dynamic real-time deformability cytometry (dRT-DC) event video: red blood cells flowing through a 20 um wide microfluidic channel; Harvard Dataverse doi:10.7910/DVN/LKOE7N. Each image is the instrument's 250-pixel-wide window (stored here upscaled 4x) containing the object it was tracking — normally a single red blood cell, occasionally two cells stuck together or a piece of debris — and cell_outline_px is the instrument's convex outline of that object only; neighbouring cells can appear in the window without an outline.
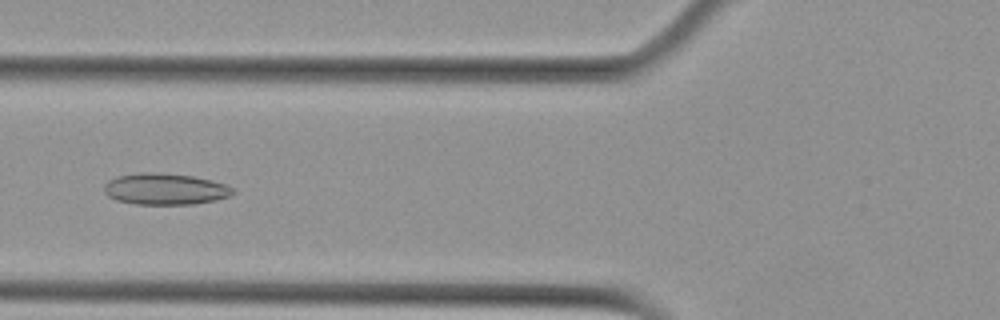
{"species": "Egyptian fruit bat (a non-hibernating species)", "species_latin": "Rousettus aegyptiacus", "temperature_condition": "cold", "stored_images_in_passage": 46, "camera_frame_rate_fps": 3000, "um_per_image_px": 0.085, "animal": {"sex": "female"}, "frame": {"image": 1, "passage_image": 12, "time_ms": 3.667, "image_size_px": [1000, 320], "cell_outline_px": [[236, 192], [228, 196], [216, 200], [192, 204], [136, 204], [116, 200], [108, 196], [104, 192], [104, 184], [108, 180], [116, 176], [140, 172], [160, 172], [192, 176], [212, 180], [236, 188]], "centroid_in_image_um": [14.03, 16.06], "position_along_channel_um": 111.8, "area_um2": 23.76}}
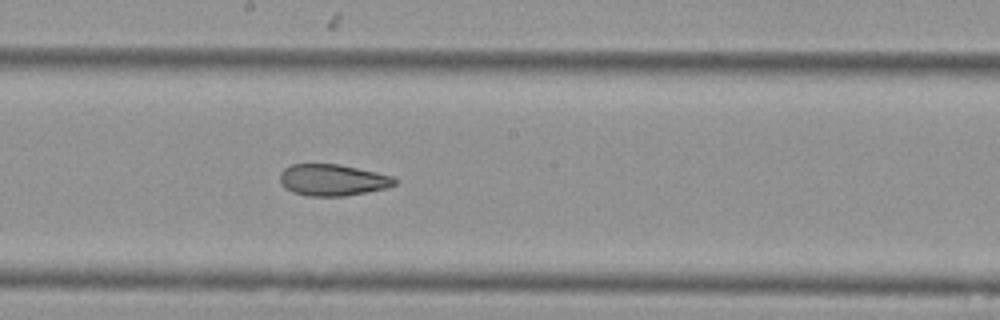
{"frame": {"image": 2, "passage_image": 21, "time_ms": 6.667, "image_size_px": [1000, 320], "cell_outline_px": [[400, 180], [396, 184], [388, 188], [344, 196], [308, 196], [292, 192], [284, 188], [280, 180], [280, 172], [284, 168], [292, 164], [340, 164], [376, 172], [392, 176]], "centroid_in_image_um": [28.29, 15.3], "position_along_channel_um": 219.9, "area_um2": 21.27}}
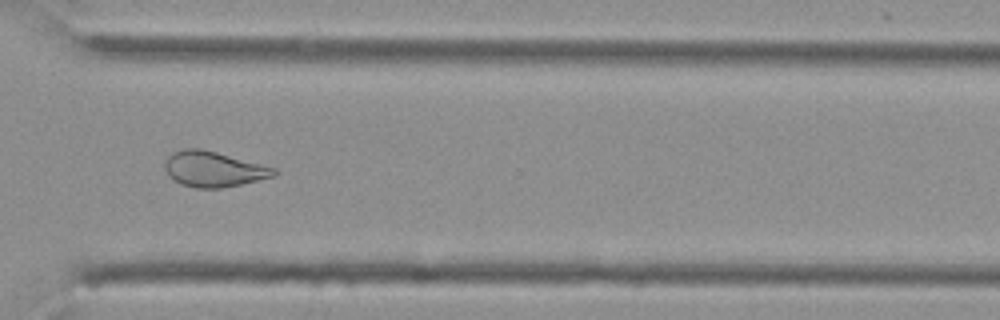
{"frame": {"image": 3, "passage_image": 32, "time_ms": 10.333, "image_size_px": [1000, 320], "cell_outline_px": [[276, 176], [240, 184], [220, 188], [196, 188], [180, 184], [168, 176], [164, 168], [164, 164], [168, 156], [172, 152], [184, 148], [200, 148], [216, 152], [276, 168]], "centroid_in_image_um": [18.11, 14.37], "position_along_channel_um": 352.5, "area_um2": 22.48}, "authors_computed_cell_mechanics": {"area_um2": 23.6402, "velocity_mm_per_s": 3.6137, "shape_relaxation_time_tau1_ms": null, "shape_relaxation_time_tau2_ms": 2.5738, "deformation_change_tau1": null, "deformation_change_tau2": 0.0924}}